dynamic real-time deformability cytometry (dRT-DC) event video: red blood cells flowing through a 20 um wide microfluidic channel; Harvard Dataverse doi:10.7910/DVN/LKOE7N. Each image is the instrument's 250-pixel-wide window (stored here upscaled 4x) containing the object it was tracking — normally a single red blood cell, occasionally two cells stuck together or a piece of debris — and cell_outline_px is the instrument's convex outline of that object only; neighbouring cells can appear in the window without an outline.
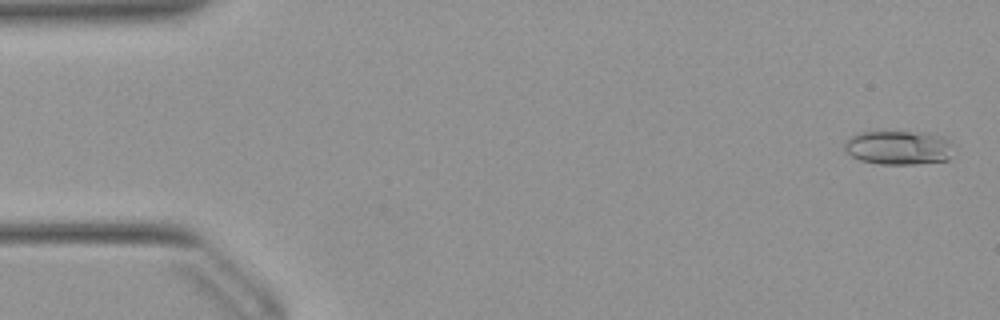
{"species": "Egyptian fruit bat (a non-hibernating species)", "species_latin": "Rousettus aegyptiacus", "temperature_condition": "warm", "stored_images_in_passage": 52, "camera_frame_rate_fps": 3000, "um_per_image_px": 0.085, "animal": {"sex": "female"}, "frame": {"image": 1, "passage_image": 2, "time_ms": 0.333, "image_size_px": [1000, 320], "cell_outline_px": [[952, 144], [948, 160], [916, 164], [880, 164], [860, 160], [844, 152], [844, 140], [848, 136], [856, 132], [936, 132], [944, 136]], "centroid_in_image_um": [76.34, 12.53], "position_along_channel_um": 8.7, "area_um2": 22.08}}
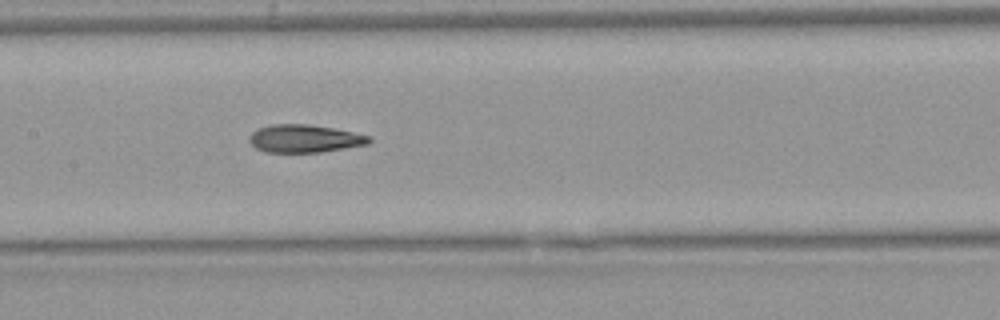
{"frame": {"image": 2, "passage_image": 25, "time_ms": 8.0, "image_size_px": [1000, 320], "cell_outline_px": [[372, 140], [368, 144], [320, 152], [264, 152], [256, 148], [248, 140], [248, 136], [256, 128], [272, 124], [308, 124], [336, 128], [372, 136]], "centroid_in_image_um": [25.88, 11.77], "position_along_channel_um": 181.5, "area_um2": 19.65}}
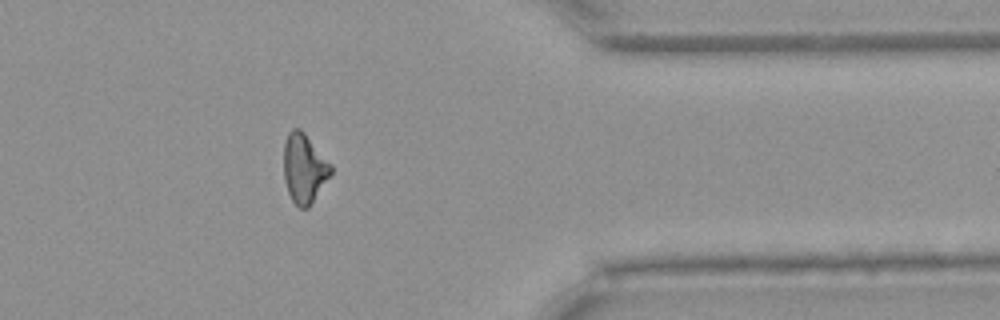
{"frame": {"image": 3, "passage_image": 42, "time_ms": 13.667, "image_size_px": [1000, 320], "cell_outline_px": [[332, 172], [312, 204], [308, 208], [300, 208], [292, 200], [288, 192], [284, 180], [284, 144], [288, 132], [292, 128], [300, 128], [304, 132], [332, 164]], "centroid_in_image_um": [25.86, 14.31], "position_along_channel_um": 385.5, "area_um2": 19.13}, "authors_computed_cell_mechanics": {"area_um2": 19.652, "velocity_mm_per_s": 3.9316, "shape_relaxation_time_tau1_ms": 6.7158, "shape_relaxation_time_tau2_ms": 3.5013, "deformation_change_tau1": 0.1819, "deformation_change_tau2": 0.1208}}